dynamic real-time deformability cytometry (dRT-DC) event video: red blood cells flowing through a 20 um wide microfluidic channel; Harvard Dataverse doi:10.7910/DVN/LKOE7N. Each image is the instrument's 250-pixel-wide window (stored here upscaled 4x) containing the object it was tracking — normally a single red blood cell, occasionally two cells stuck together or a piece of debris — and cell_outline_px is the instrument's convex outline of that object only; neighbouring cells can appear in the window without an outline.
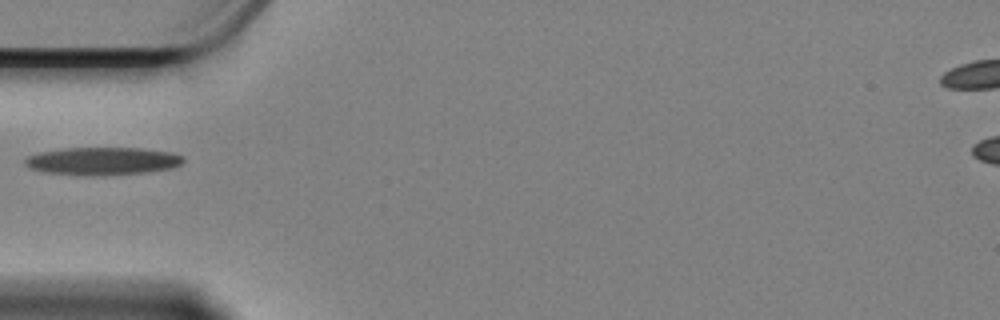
{"species": "Egyptian fruit bat (a non-hibernating species)", "species_latin": "Rousettus aegyptiacus", "temperature_condition": "cold", "stored_images_in_passage": 41, "camera_frame_rate_fps": 3000, "um_per_image_px": 0.085, "animal": {"sex": "female"}, "frame": {"image": 1, "passage_image": 1, "time_ms": 0.0, "image_size_px": [1000, 320], "cell_outline_px": [[184, 160], [180, 164], [172, 168], [144, 172], [104, 176], [88, 176], [44, 172], [28, 168], [24, 164], [24, 160], [28, 156], [40, 152], [68, 148], [140, 148], [172, 152], [184, 156]], "centroid_in_image_um": [8.71, 13.7], "position_along_channel_um": 76.3, "area_um2": 25.78}}
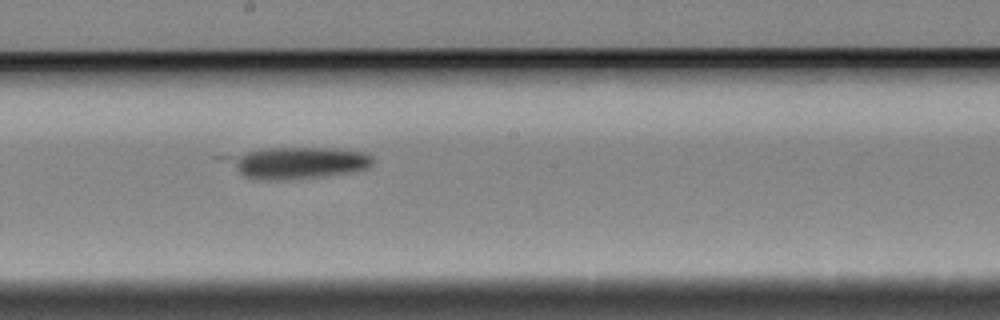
{"frame": {"image": 2, "passage_image": 14, "time_ms": 4.333, "image_size_px": [1000, 320], "cell_outline_px": [[372, 164], [368, 168], [324, 176], [288, 180], [256, 180], [244, 176], [212, 156], [260, 148], [332, 148], [364, 152], [372, 156]], "centroid_in_image_um": [25.04, 13.82], "position_along_channel_um": 223.2, "area_um2": 27.92}}
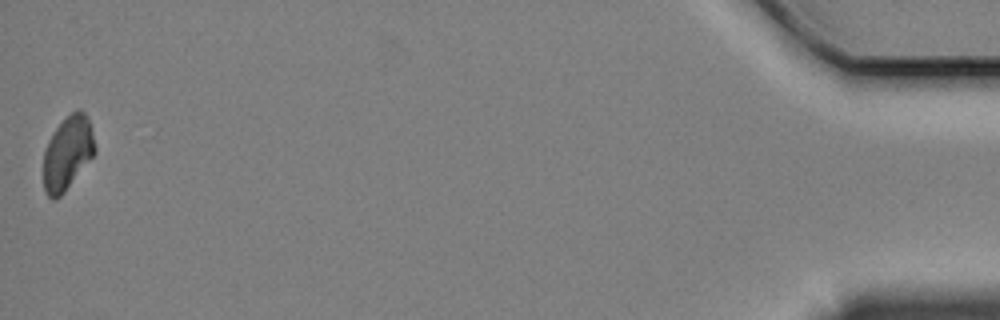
{"frame": {"image": 3, "passage_image": 41, "time_ms": 13.333, "image_size_px": [1000, 320], "cell_outline_px": [[96, 152], [64, 192], [56, 200], [52, 200], [44, 192], [44, 152], [48, 140], [56, 128], [76, 108], [80, 108], [84, 112], [92, 128], [96, 148]], "centroid_in_image_um": [5.75, 13.01], "position_along_channel_um": 429.5, "area_um2": 21.96}}